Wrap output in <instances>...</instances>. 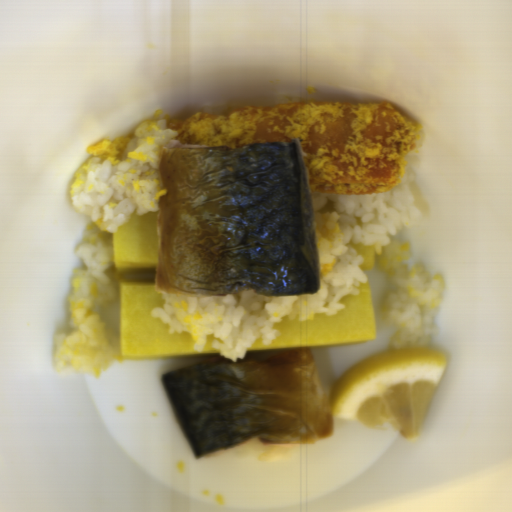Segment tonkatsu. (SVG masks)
<instances>
[{"label": "tonkatsu", "instance_id": "obj_1", "mask_svg": "<svg viewBox=\"0 0 512 512\" xmlns=\"http://www.w3.org/2000/svg\"><path fill=\"white\" fill-rule=\"evenodd\" d=\"M176 141L209 146L298 139L309 192L384 193L401 184L416 149L414 121L389 102L289 101L170 119Z\"/></svg>", "mask_w": 512, "mask_h": 512}]
</instances>
